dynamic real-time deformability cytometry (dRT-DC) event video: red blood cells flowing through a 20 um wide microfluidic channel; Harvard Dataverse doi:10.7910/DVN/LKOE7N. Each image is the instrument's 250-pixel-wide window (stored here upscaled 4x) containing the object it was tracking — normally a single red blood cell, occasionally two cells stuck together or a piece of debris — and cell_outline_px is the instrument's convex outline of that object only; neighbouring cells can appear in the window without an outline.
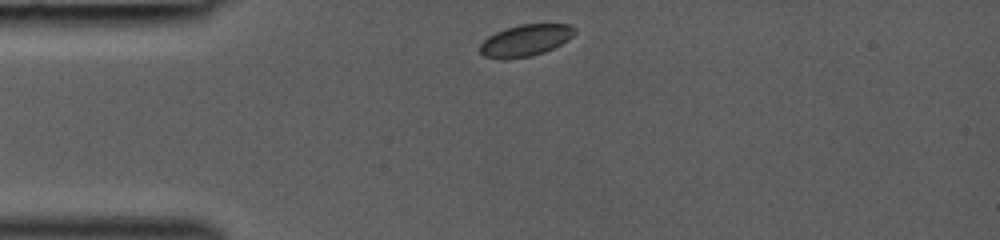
{"species": "common noctule bat (a hibernating species)", "species_latin": "Nyctalus noctula", "temperature_condition": "room temperature", "stored_images_in_passage": 30, "camera_frame_rate_fps": 3000, "um_per_image_px": 0.085, "animal": {"sex": "female", "body_mass_g": 19.0, "forearm_length_mm": 53.3}, "frame": {"image": 1, "passage_image": 1, "time_ms": 0.0, "image_size_px": [1000, 240], "cell_outline_px": [[576, 32], [568, 40], [544, 52], [532, 56], [504, 60], [500, 60], [484, 56], [480, 52], [480, 44], [488, 36], [504, 28], [520, 24], [572, 24], [576, 28]], "centroid_in_image_um": [44.66, 3.43], "position_along_channel_um": 40.3, "area_um2": 17.69}}
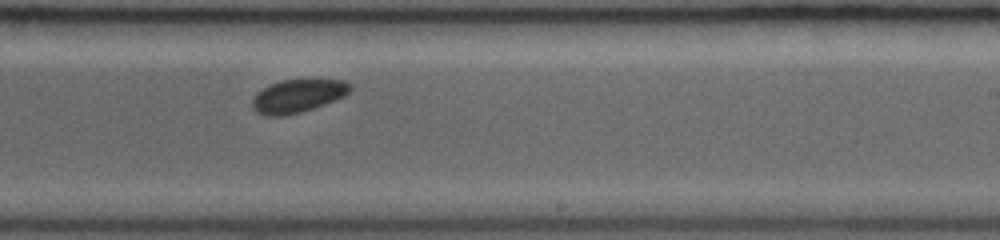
{"frame": {"image": 2, "passage_image": 18, "time_ms": 5.667, "image_size_px": [1000, 240], "cell_outline_px": [[352, 88], [344, 96], [336, 100], [300, 112], [284, 116], [264, 116], [256, 112], [252, 108], [252, 100], [256, 92], [268, 84], [280, 80], [344, 80], [352, 84]], "centroid_in_image_um": [25.27, 8.15], "position_along_channel_um": 263.7, "area_um2": 19.02}}
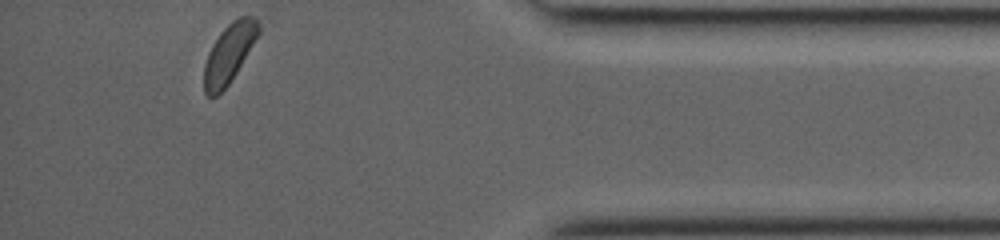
{"frame": {"image": 3, "passage_image": 30, "time_ms": 9.667, "image_size_px": [1000, 240], "cell_outline_px": [[260, 32], [236, 72], [228, 84], [216, 96], [208, 96], [204, 92], [204, 64], [208, 52], [212, 44], [220, 32], [232, 20], [240, 16], [252, 16], [260, 24]], "centroid_in_image_um": [19.45, 4.51], "position_along_channel_um": 415.7, "area_um2": 18.5}}